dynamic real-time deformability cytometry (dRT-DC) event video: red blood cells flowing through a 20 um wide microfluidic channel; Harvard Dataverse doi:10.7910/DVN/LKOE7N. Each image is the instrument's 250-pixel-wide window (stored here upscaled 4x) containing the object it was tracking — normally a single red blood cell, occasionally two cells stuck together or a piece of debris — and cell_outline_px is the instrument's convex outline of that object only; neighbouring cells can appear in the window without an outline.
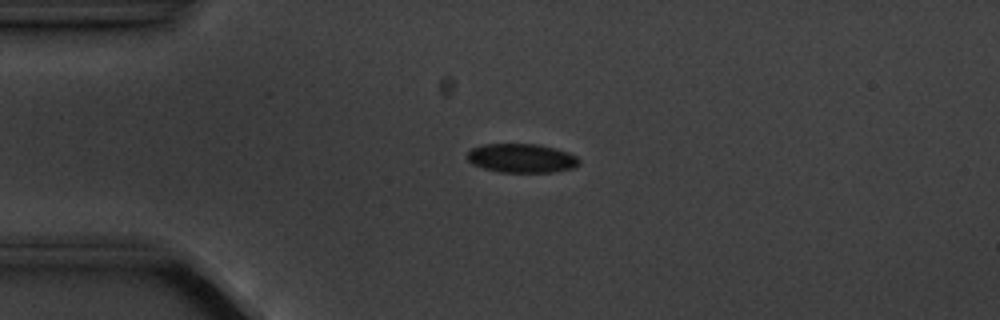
{"species": "common noctule bat (a hibernating species)", "species_latin": "Nyctalus noctula", "temperature_condition": "cold", "stored_images_in_passage": 3, "camera_frame_rate_fps": 3000, "um_per_image_px": 0.085, "animal": {"sex": "male", "body_mass_g": 20.1, "forearm_length_mm": 53.5}, "frame": {"image": 1, "passage_image": 2, "time_ms": 1.333, "image_size_px": [1000, 320], "cell_outline_px": [[580, 164], [576, 168], [552, 172], [500, 172], [484, 168], [472, 164], [468, 160], [468, 152], [472, 148], [484, 144], [540, 144], [556, 148], [568, 152], [576, 156], [580, 160]], "centroid_in_image_um": [44.38, 13.44], "position_along_channel_um": 40.6, "area_um2": 19.02}}